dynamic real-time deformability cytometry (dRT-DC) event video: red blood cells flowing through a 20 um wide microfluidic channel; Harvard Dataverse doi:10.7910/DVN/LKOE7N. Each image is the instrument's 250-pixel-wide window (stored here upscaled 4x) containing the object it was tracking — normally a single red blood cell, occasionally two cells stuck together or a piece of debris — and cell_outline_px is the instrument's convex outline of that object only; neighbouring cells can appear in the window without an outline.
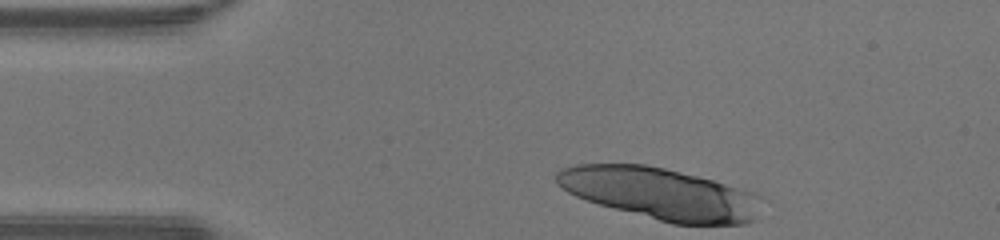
{"species": "human", "species_latin": "Homo sapiens", "temperature_condition": "warm", "stored_images_in_passage": 30, "segment_of_instrument_passage": [1, 2], "camera_frame_rate_fps": 3000, "um_per_image_px": 0.085, "donor": {"sex": "male"}, "frame": {"image": 1, "passage_image": 1, "time_ms": 0.0, "image_size_px": [1000, 240], "cell_outline_px": [[760, 196], [752, 220], [744, 224], [672, 224], [600, 204], [576, 196], [568, 192], [556, 184], [556, 172], [560, 168], [576, 164], [644, 164], [664, 168], [712, 180], [752, 192]], "centroid_in_image_um": [56.05, 16.45], "position_along_channel_um": 29.0, "area_um2": 60.92}}